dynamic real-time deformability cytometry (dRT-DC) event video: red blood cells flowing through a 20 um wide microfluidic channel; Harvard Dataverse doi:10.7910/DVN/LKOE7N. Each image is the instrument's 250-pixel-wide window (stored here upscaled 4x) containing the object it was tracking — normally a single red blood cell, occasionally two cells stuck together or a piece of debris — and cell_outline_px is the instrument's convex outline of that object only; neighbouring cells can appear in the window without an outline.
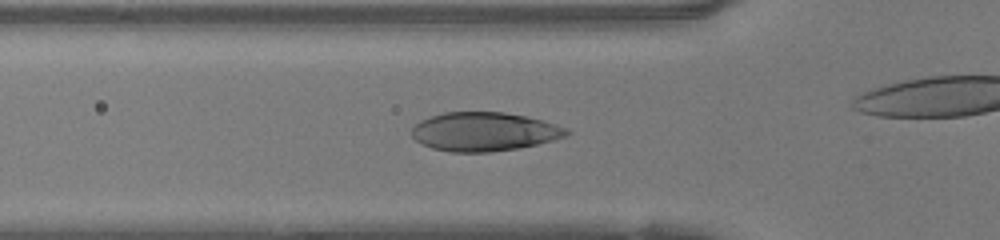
{"species": "human", "species_latin": "Homo sapiens", "temperature_condition": "warm", "stored_images_in_passage": 34, "camera_frame_rate_fps": 3000, "um_per_image_px": 0.085, "donor": {"sex": "female"}, "frame": {"image": 1, "passage_image": 12, "time_ms": 3.667, "image_size_px": [1000, 240], "cell_outline_px": [[572, 132], [564, 136], [552, 140], [520, 148], [488, 152], [452, 152], [432, 148], [420, 144], [412, 136], [412, 128], [420, 120], [444, 112], [504, 112], [544, 120], [568, 128]], "centroid_in_image_um": [41.15, 11.19], "position_along_channel_um": 84.6, "area_um2": 35.03}}
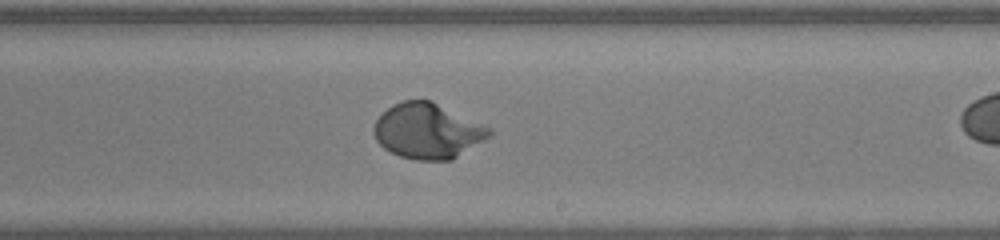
{"frame": {"image": 2, "passage_image": 24, "time_ms": 7.667, "image_size_px": [1000, 240], "cell_outline_px": [[492, 136], [452, 160], [416, 160], [400, 156], [384, 148], [376, 140], [372, 132], [372, 128], [376, 120], [392, 104], [404, 100], [432, 100], [492, 128]], "centroid_in_image_um": [36.37, 11.13], "position_along_channel_um": 252.6, "area_um2": 37.45}}
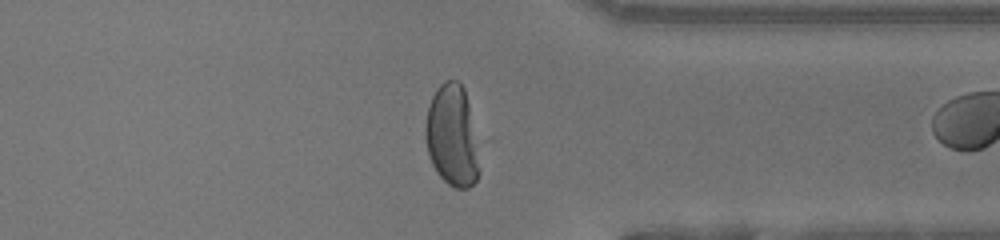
{"frame": {"image": 3, "passage_image": 33, "time_ms": 10.667, "image_size_px": [1000, 240], "cell_outline_px": [[480, 172], [476, 180], [468, 188], [456, 188], [448, 184], [436, 172], [432, 164], [428, 152], [424, 132], [424, 128], [428, 108], [432, 96], [436, 88], [444, 80], [460, 80], [464, 88], [468, 104]], "centroid_in_image_um": [38.39, 11.53], "position_along_channel_um": 373.0, "area_um2": 31.44}}